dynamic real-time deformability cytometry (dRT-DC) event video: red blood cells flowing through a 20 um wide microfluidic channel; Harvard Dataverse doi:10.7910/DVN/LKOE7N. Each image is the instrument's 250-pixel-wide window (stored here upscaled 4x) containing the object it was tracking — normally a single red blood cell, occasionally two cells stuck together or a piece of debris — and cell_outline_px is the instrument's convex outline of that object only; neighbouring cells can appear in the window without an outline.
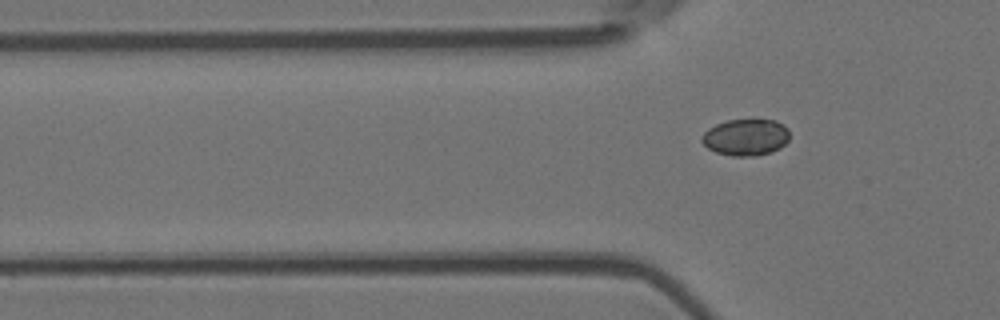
{"species": "Egyptian fruit bat (a non-hibernating species)", "species_latin": "Rousettus aegyptiacus", "temperature_condition": "room temperature", "stored_images_in_passage": 6, "camera_frame_rate_fps": 3000, "um_per_image_px": 0.085, "animal": {"sex": "female"}, "frame": {"image": 1, "passage_image": 6, "time_ms": 1.667, "image_size_px": [1000, 320], "cell_outline_px": [[788, 140], [780, 148], [772, 152], [756, 156], [732, 156], [716, 152], [708, 148], [700, 140], [700, 136], [708, 128], [716, 124], [728, 120], [776, 120], [784, 124], [788, 128]], "centroid_in_image_um": [63.38, 11.67], "position_along_channel_um": 62.4, "area_um2": 18.84}}